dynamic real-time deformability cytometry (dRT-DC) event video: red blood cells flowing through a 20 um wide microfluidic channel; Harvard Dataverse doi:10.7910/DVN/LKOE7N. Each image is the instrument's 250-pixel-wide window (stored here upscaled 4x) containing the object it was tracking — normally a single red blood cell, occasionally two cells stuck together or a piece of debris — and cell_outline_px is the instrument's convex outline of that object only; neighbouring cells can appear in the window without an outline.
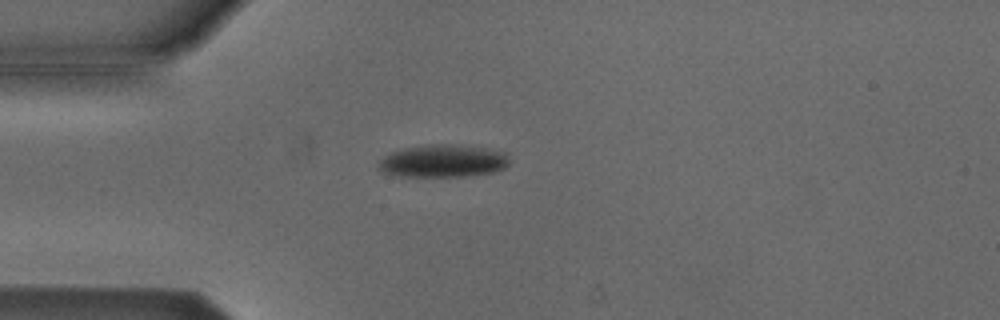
{"species": "Egyptian fruit bat (a non-hibernating species)", "species_latin": "Rousettus aegyptiacus", "temperature_condition": "cold", "stored_images_in_passage": 46, "camera_frame_rate_fps": 3000, "um_per_image_px": 0.085, "animal": {"sex": "male"}, "frame": {"image": 1, "passage_image": 7, "time_ms": 2.0, "image_size_px": [1000, 320], "cell_outline_px": [[508, 164], [504, 168], [492, 172], [468, 176], [392, 176], [380, 172], [376, 168], [376, 164], [384, 156], [392, 152], [404, 148], [428, 144], [448, 144], [488, 148], [508, 152]], "centroid_in_image_um": [37.61, 13.69], "position_along_channel_um": 47.4, "area_um2": 25.2}}
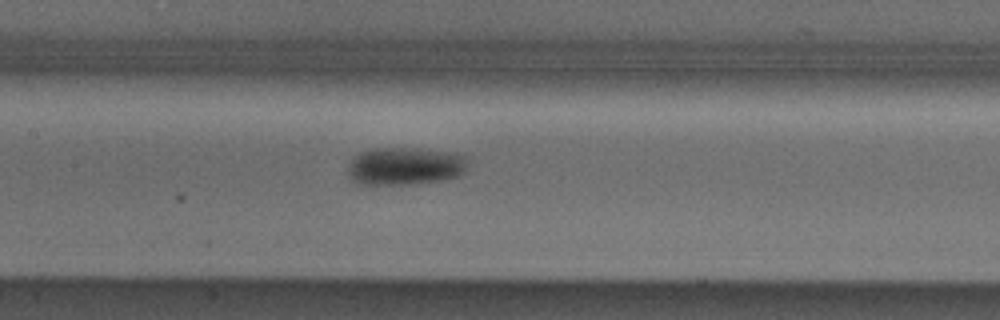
{"frame": {"image": 2, "passage_image": 18, "time_ms": 5.667, "image_size_px": [1000, 320], "cell_outline_px": [[468, 160], [464, 172], [460, 176], [444, 180], [412, 184], [360, 184], [352, 180], [348, 176], [348, 164], [360, 152], [372, 148], [420, 148], [448, 152], [468, 156]], "centroid_in_image_um": [34.44, 14.12], "position_along_channel_um": 173.0, "area_um2": 26.65}}
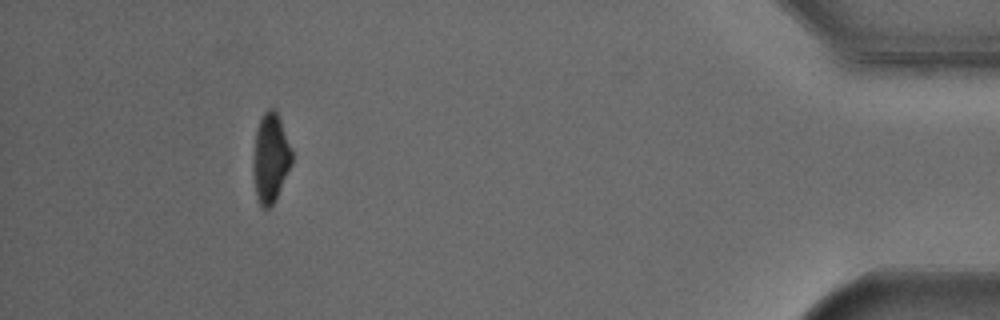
{"frame": {"image": 3, "passage_image": 42, "time_ms": 13.667, "image_size_px": [1000, 320], "cell_outline_px": [[292, 164], [276, 200], [268, 208], [264, 208], [260, 204], [256, 196], [252, 164], [252, 160], [256, 128], [264, 112], [268, 108], [276, 108], [292, 152]], "centroid_in_image_um": [22.99, 13.42], "position_along_channel_um": 412.2, "area_um2": 20.23}, "authors_computed_cell_mechanics": {"area_um2": 23.7847, "velocity_mm_per_s": 3.8111, "shape_relaxation_time_tau1_ms": 2.6655, "shape_relaxation_time_tau2_ms": null, "deformation_change_tau1": 0.0858, "deformation_change_tau2": null}}